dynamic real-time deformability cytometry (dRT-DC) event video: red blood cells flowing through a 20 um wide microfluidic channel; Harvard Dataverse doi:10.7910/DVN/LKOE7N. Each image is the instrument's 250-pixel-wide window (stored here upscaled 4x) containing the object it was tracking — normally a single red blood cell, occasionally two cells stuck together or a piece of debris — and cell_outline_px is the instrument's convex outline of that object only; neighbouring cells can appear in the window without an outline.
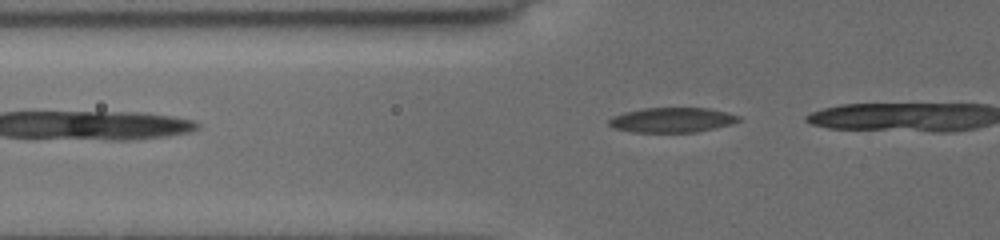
{"species": "common noctule bat (a hibernating species)", "species_latin": "Nyctalus noctula", "temperature_condition": "cold", "stored_images_in_passage": 6, "camera_frame_rate_fps": 3000, "um_per_image_px": 0.085, "animal": {"sex": "female", "body_mass_g": 19.5, "forearm_length_mm": 54.1}, "frame": {"image": 1, "passage_image": 6, "time_ms": 3.333, "image_size_px": [1000, 240], "cell_outline_px": [[740, 120], [732, 124], [716, 128], [696, 132], [632, 132], [612, 128], [608, 124], [608, 120], [612, 116], [624, 112], [644, 108], [708, 108], [740, 116]], "centroid_in_image_um": [57.09, 10.2], "position_along_channel_um": 68.7, "area_um2": 18.84}}